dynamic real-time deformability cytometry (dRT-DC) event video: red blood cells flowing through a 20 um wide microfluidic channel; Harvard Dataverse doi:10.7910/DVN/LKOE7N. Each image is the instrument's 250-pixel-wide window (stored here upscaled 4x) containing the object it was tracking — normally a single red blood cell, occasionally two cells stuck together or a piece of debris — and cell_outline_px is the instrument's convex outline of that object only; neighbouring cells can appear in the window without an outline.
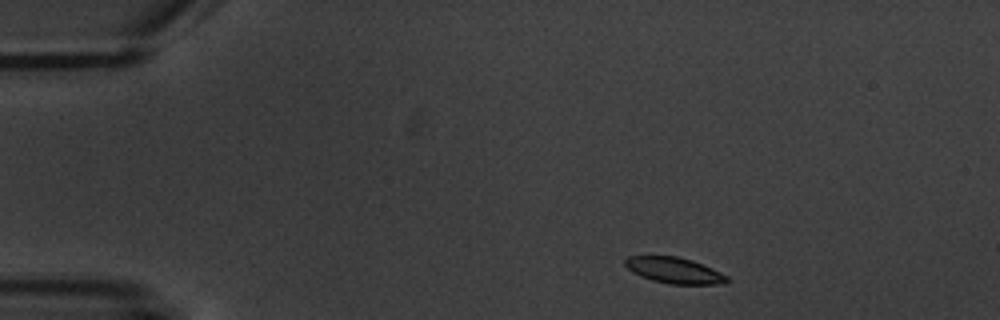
{"species": "common noctule bat (a hibernating species)", "species_latin": "Nyctalus noctula", "temperature_condition": "warm", "stored_images_in_passage": 9, "camera_frame_rate_fps": 3000, "um_per_image_px": 0.085, "animal": {"sex": "male", "body_mass_g": 20.1, "forearm_length_mm": 53.5}, "frame": {"image": 1, "passage_image": 1, "time_ms": 0.0, "image_size_px": [1000, 320], "cell_outline_px": [[732, 280], [728, 284], [668, 284], [652, 280], [640, 276], [632, 272], [624, 264], [624, 260], [628, 256], [676, 256], [692, 260], [712, 268], [728, 276]], "centroid_in_image_um": [57.35, 22.99], "position_along_channel_um": 27.6, "area_um2": 15.61}}
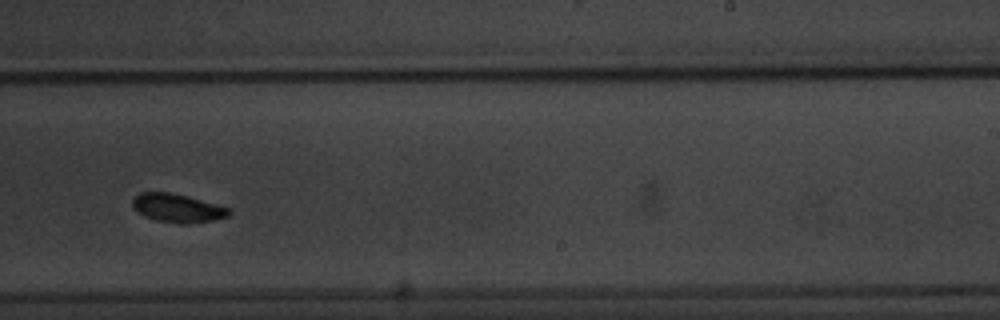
{"frame": {"image": 2, "passage_image": 8, "time_ms": 9.0, "image_size_px": [1000, 320], "cell_outline_px": [[232, 212], [228, 216], [216, 220], [184, 224], [180, 224], [156, 220], [144, 216], [136, 212], [132, 208], [132, 200], [140, 192], [172, 192], [188, 196], [232, 208]], "centroid_in_image_um": [15.1, 17.69], "position_along_channel_um": 273.9, "area_um2": 16.36}}
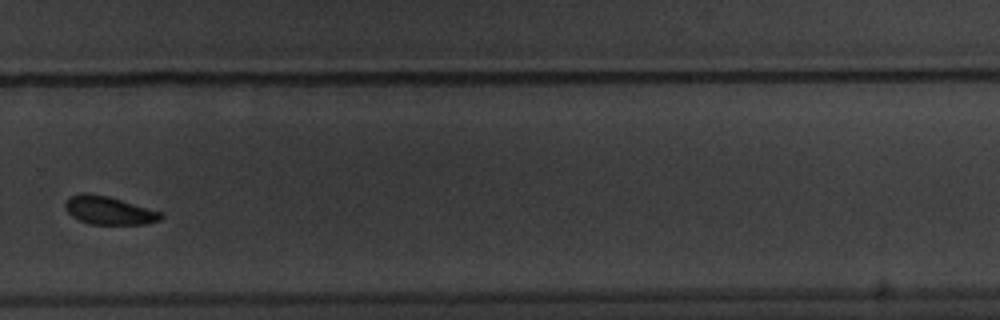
{"frame": {"image": 3, "passage_image": 9, "time_ms": 10.333, "image_size_px": [1000, 320], "cell_outline_px": [[164, 216], [160, 220], [144, 224], [92, 224], [80, 220], [72, 216], [64, 208], [64, 204], [72, 196], [80, 192], [88, 192], [108, 196], [164, 212]], "centroid_in_image_um": [9.29, 17.87], "position_along_channel_um": 320.5, "area_um2": 15.78}}